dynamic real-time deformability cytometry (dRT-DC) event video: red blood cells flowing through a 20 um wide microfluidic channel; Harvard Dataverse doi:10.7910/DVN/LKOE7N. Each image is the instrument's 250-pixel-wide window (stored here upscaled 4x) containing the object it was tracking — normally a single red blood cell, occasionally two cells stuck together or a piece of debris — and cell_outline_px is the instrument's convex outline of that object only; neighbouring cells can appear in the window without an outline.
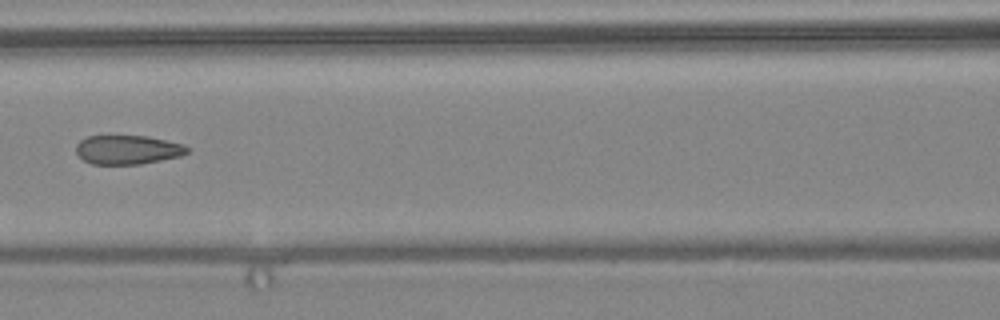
{"species": "common noctule bat (a hibernating species)", "species_latin": "Nyctalus noctula", "temperature_condition": "warm", "stored_images_in_passage": 7, "camera_frame_rate_fps": 3000, "um_per_image_px": 0.085, "animal": {"sex": "female", "body_mass_g": 24.6, "forearm_length_mm": 56.2}, "frame": {"image": 1, "passage_image": 6, "time_ms": 7.0, "image_size_px": [1000, 320], "cell_outline_px": [[188, 152], [180, 156], [140, 164], [92, 164], [84, 160], [76, 152], [76, 144], [80, 140], [88, 136], [148, 136], [184, 144], [188, 148]], "centroid_in_image_um": [10.84, 12.72], "position_along_channel_um": 155.8, "area_um2": 18.73}}
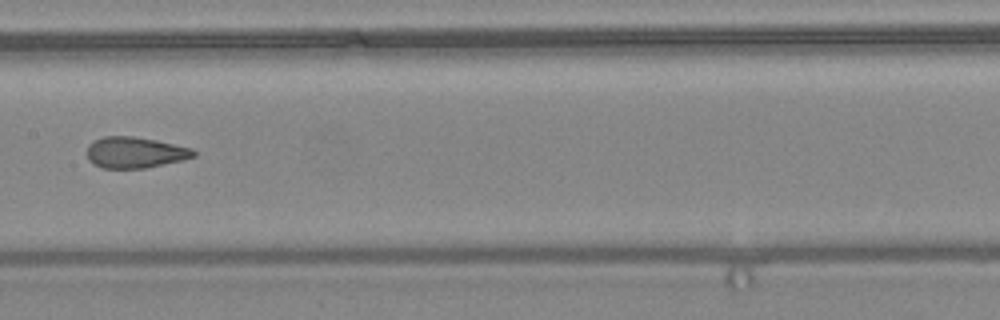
{"frame": {"image": 2, "passage_image": 7, "time_ms": 8.0, "image_size_px": [1000, 320], "cell_outline_px": [[196, 156], [184, 160], [144, 168], [100, 168], [92, 164], [88, 160], [88, 144], [104, 136], [132, 136], [156, 140], [192, 148], [196, 152]], "centroid_in_image_um": [11.48, 12.97], "position_along_channel_um": 195.9, "area_um2": 19.36}}